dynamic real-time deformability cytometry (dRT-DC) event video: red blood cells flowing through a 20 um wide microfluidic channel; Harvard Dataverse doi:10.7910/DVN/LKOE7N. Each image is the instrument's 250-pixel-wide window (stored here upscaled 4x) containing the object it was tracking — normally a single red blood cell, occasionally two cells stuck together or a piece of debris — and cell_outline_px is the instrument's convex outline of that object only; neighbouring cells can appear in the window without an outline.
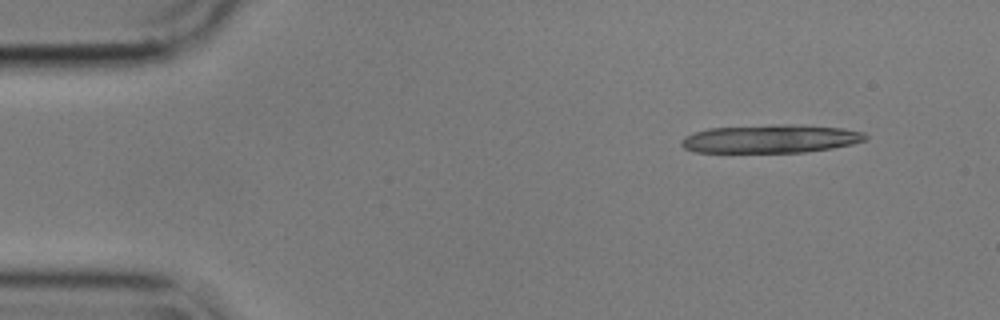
{"species": "common noctule bat (a hibernating species)", "species_latin": "Nyctalus noctula", "temperature_condition": "cold", "stored_images_in_passage": 15, "camera_frame_rate_fps": 3000, "um_per_image_px": 0.085, "animal": {"sex": "male", "body_mass_g": 17.9}, "frame": {"image": 1, "passage_image": 1, "time_ms": 0.0, "image_size_px": [1000, 320], "cell_outline_px": [[868, 136], [864, 140], [852, 144], [832, 148], [804, 152], [696, 152], [684, 148], [680, 144], [680, 140], [684, 136], [708, 128], [772, 124], [792, 124], [844, 128], [864, 132]], "centroid_in_image_um": [65.49, 11.79], "position_along_channel_um": 19.5, "area_um2": 30.52}}